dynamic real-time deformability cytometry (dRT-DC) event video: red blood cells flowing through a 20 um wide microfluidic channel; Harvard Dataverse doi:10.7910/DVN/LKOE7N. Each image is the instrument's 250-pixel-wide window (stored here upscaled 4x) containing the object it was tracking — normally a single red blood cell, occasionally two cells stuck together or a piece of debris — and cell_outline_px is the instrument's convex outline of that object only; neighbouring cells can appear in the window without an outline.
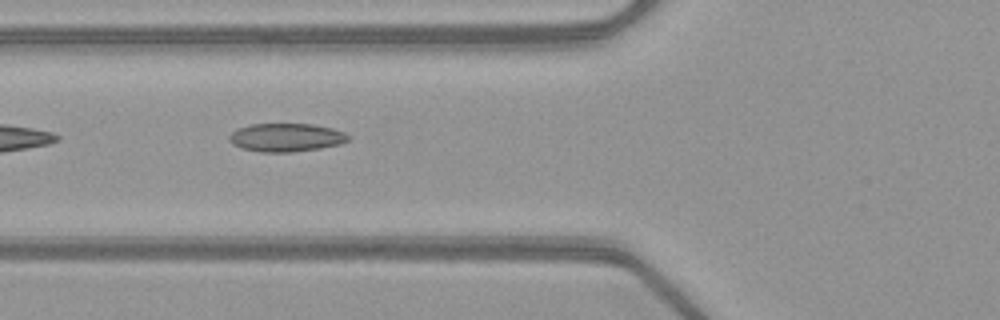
{"species": "common noctule bat (a hibernating species)", "species_latin": "Nyctalus noctula", "temperature_condition": "warm", "stored_images_in_passage": 10, "camera_frame_rate_fps": 3000, "um_per_image_px": 0.085, "animal": {"sex": "female", "body_mass_g": 21.9}, "frame": {"image": 1, "passage_image": 7, "time_ms": 2.0, "image_size_px": [1000, 320], "cell_outline_px": [[352, 136], [348, 140], [340, 144], [320, 148], [292, 152], [260, 152], [240, 148], [232, 144], [228, 140], [228, 136], [236, 128], [252, 124], [312, 124], [332, 128], [344, 132]], "centroid_in_image_um": [24.3, 11.68], "position_along_channel_um": 101.5, "area_um2": 19.83}}